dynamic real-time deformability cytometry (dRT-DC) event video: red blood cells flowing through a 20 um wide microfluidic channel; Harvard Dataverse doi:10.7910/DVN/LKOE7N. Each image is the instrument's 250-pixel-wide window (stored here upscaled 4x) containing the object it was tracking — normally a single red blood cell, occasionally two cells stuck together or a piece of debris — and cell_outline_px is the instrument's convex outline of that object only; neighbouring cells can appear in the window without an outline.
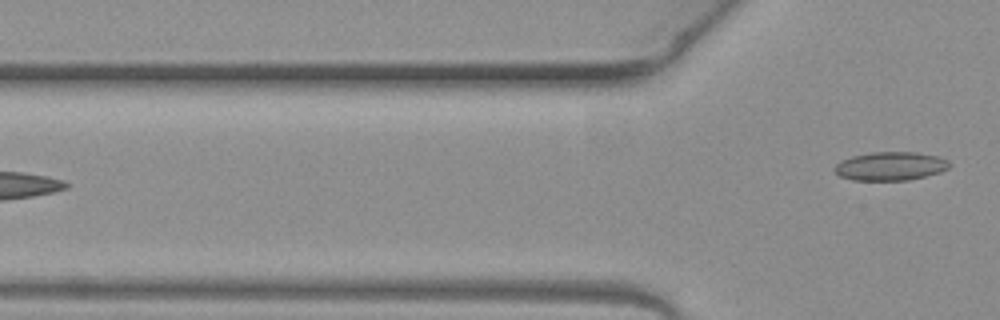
{"species": "common noctule bat (a hibernating species)", "species_latin": "Nyctalus noctula", "temperature_condition": "warm", "stored_images_in_passage": 4, "camera_frame_rate_fps": 3000, "um_per_image_px": 0.085, "animal": {"sex": "female", "body_mass_g": 19.3, "forearm_length_mm": 54.1}, "frame": {"image": 1, "passage_image": 4, "time_ms": 1.0, "image_size_px": [1000, 320], "cell_outline_px": [[952, 164], [948, 168], [940, 172], [908, 180], [852, 180], [840, 176], [832, 168], [840, 160], [852, 156], [872, 152], [916, 152], [936, 156], [948, 160]], "centroid_in_image_um": [75.67, 14.12], "position_along_channel_um": 50.1, "area_um2": 19.13}}